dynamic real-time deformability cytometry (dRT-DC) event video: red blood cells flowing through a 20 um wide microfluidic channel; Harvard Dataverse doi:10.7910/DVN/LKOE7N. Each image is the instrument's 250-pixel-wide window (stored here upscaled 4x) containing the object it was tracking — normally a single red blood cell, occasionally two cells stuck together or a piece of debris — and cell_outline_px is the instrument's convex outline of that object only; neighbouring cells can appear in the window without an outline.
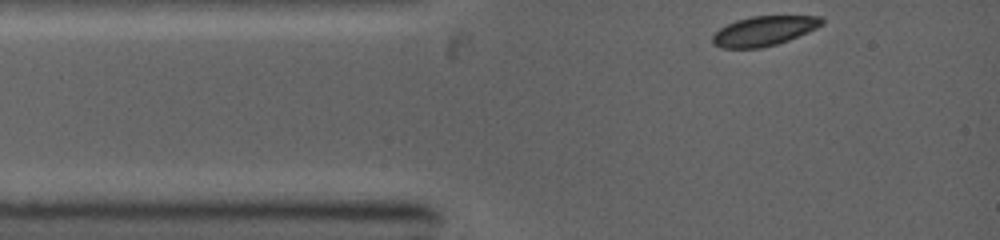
{"species": "common noctule bat (a hibernating species)", "species_latin": "Nyctalus noctula", "temperature_condition": "warm", "stored_images_in_passage": 37, "camera_frame_rate_fps": 5000, "um_per_image_px": 0.085, "animal": {"sex": "female", "body_mass_g": 19.0, "forearm_length_mm": 53.3}, "frame": {"image": 1, "passage_image": 1, "time_ms": 0.0, "image_size_px": [1000, 240], "cell_outline_px": [[824, 24], [808, 32], [788, 40], [776, 44], [760, 48], [720, 48], [712, 44], [712, 36], [720, 28], [736, 20], [752, 16], [824, 16]], "centroid_in_image_um": [64.94, 2.63], "position_along_channel_um": 20.1, "area_um2": 18.9}}
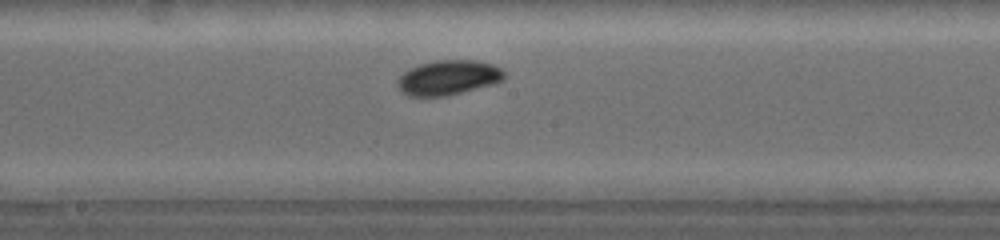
{"frame": {"image": 2, "passage_image": 20, "time_ms": 4.8, "image_size_px": [1000, 240], "cell_outline_px": [[504, 80], [492, 84], [444, 96], [408, 96], [400, 92], [396, 84], [396, 80], [408, 68], [420, 64], [436, 60], [476, 60], [492, 64], [504, 68]], "centroid_in_image_um": [38.07, 6.59], "position_along_channel_um": 210.1, "area_um2": 21.73}}
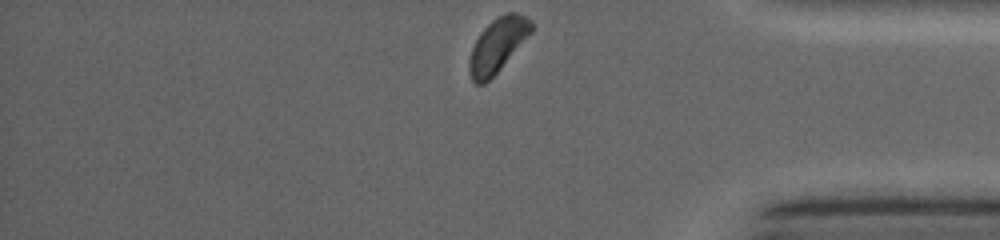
{"frame": {"image": 3, "passage_image": 37, "time_ms": 9.2, "image_size_px": [1000, 240], "cell_outline_px": [[532, 32], [500, 68], [484, 84], [476, 84], [472, 80], [468, 68], [468, 64], [472, 48], [480, 32], [492, 20], [504, 12], [516, 12], [532, 20]], "centroid_in_image_um": [42.29, 3.81], "position_along_channel_um": 392.9, "area_um2": 19.25}}